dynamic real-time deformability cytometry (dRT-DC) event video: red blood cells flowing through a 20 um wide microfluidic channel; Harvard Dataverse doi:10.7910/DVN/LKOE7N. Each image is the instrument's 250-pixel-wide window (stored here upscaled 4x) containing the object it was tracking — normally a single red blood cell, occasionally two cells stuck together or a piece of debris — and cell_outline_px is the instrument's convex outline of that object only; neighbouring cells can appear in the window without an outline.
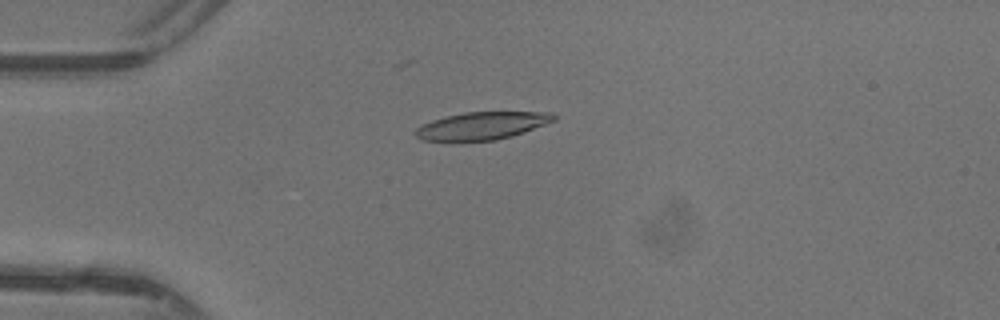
{"species": "common noctule bat (a hibernating species)", "species_latin": "Nyctalus noctula", "temperature_condition": "warm", "stored_images_in_passage": 47, "camera_frame_rate_fps": 3000, "um_per_image_px": 0.085, "animal": {"sex": "female"}, "frame": {"image": 1, "passage_image": 12, "time_ms": 3.667, "image_size_px": [1000, 320], "cell_outline_px": [[556, 120], [524, 132], [512, 136], [496, 140], [420, 140], [416, 136], [416, 128], [432, 120], [444, 116], [464, 112], [552, 112], [556, 116]], "centroid_in_image_um": [41.0, 10.67], "position_along_channel_um": 44.0, "area_um2": 22.02}}
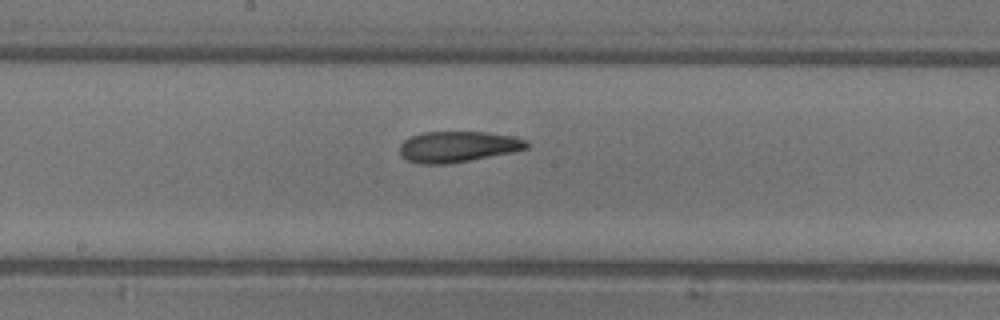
{"frame": {"image": 2, "passage_image": 25, "time_ms": 8.0, "image_size_px": [1000, 320], "cell_outline_px": [[528, 148], [512, 152], [448, 164], [420, 164], [408, 160], [400, 156], [400, 144], [404, 140], [412, 136], [424, 132], [484, 132], [512, 136], [528, 140]], "centroid_in_image_um": [38.9, 12.47], "position_along_channel_um": 209.3, "area_um2": 22.77}}
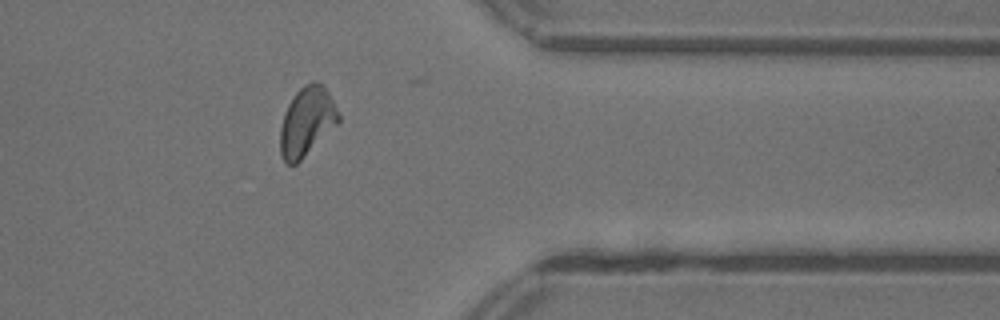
{"frame": {"image": 3, "passage_image": 38, "time_ms": 12.333, "image_size_px": [1000, 320], "cell_outline_px": [[340, 120], [296, 164], [284, 164], [280, 152], [280, 128], [284, 112], [288, 104], [296, 92], [304, 84], [312, 80], [316, 80], [324, 84], [340, 116]], "centroid_in_image_um": [26.05, 10.3], "position_along_channel_um": 385.4, "area_um2": 23.24}, "authors_computed_cell_mechanics": {"area_um2": 22.7154, "velocity_mm_per_s": 4.3741, "shape_relaxation_time_tau1_ms": 3.8525, "shape_relaxation_time_tau2_ms": 2.3964, "deformation_change_tau1": 0.187, "deformation_change_tau2": 0.103}}